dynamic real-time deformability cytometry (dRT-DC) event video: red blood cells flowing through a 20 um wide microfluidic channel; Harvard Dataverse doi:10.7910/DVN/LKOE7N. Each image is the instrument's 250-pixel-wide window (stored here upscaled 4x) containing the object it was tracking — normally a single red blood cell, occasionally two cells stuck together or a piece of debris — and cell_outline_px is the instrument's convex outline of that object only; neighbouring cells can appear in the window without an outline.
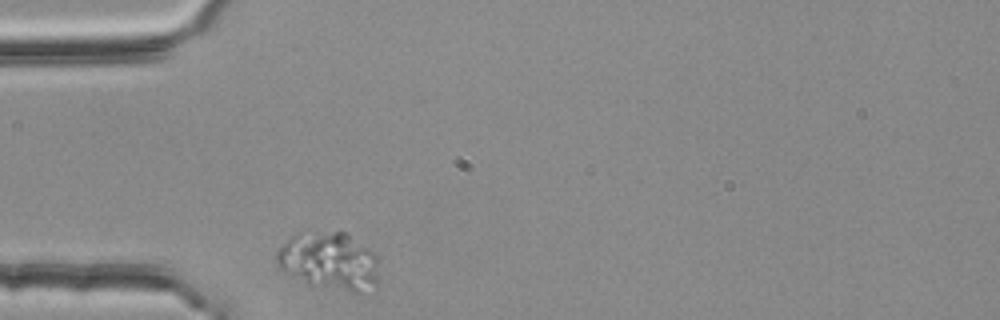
{"species": "common noctule bat (a hibernating species)", "species_latin": "Nyctalus noctula", "temperature_condition": "room temperature", "stored_images_in_passage": 30, "camera_frame_rate_fps": 3000, "um_per_image_px": 0.085, "animal": {"sex": "female", "body_mass_g": 25.1}, "frame": {"image": 1, "passage_image": 1, "time_ms": 0.0, "image_size_px": [1000, 320], "cell_outline_px": [[376, 284], [360, 292], [352, 292], [308, 284], [280, 268], [276, 264], [276, 252], [284, 244], [300, 232], [344, 232], [368, 248], [376, 256]], "centroid_in_image_um": [27.96, 22.18], "position_along_channel_um": 57.0, "area_um2": 33.47}}
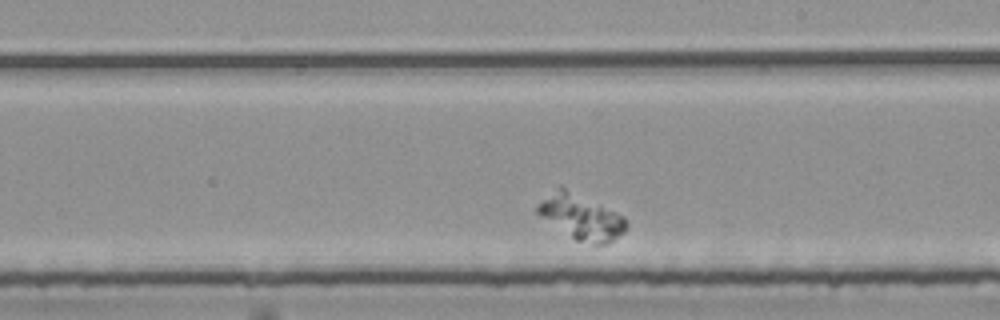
{"frame": {"image": 2, "passage_image": 18, "time_ms": 5.667, "image_size_px": [1000, 320], "cell_outline_px": [[628, 228], [624, 232], [608, 244], [592, 244], [576, 240], [540, 216], [536, 212], [536, 204], [560, 184], [624, 216], [628, 224]], "centroid_in_image_um": [49.4, 18.42], "position_along_channel_um": 239.6, "area_um2": 23.35}}
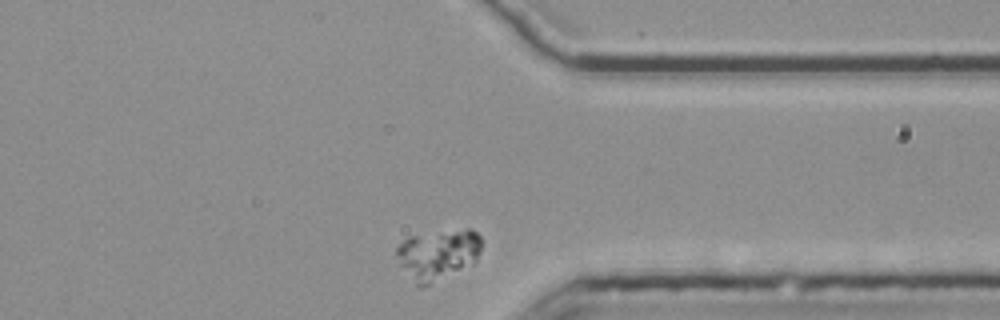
{"frame": {"image": 3, "passage_image": 30, "time_ms": 9.667, "image_size_px": [1000, 320], "cell_outline_px": [[480, 252], [476, 260], [472, 264], [420, 288], [416, 284], [400, 264], [396, 252], [396, 248], [408, 236], [464, 228], [472, 228], [480, 236]], "centroid_in_image_um": [37.24, 21.6], "position_along_channel_um": 374.2, "area_um2": 24.62}}